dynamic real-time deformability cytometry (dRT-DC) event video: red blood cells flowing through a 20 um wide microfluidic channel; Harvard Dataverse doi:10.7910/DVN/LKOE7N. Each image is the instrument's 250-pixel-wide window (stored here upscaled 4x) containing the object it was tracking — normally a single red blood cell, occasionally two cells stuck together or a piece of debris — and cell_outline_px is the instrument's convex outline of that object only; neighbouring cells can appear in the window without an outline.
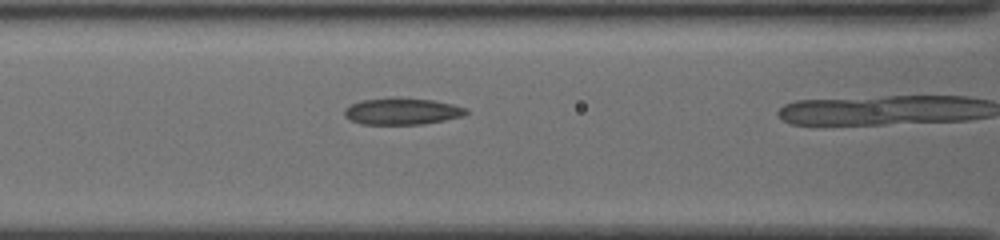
{"species": "common noctule bat (a hibernating species)", "species_latin": "Nyctalus noctula", "temperature_condition": "cold", "stored_images_in_passage": 11, "camera_frame_rate_fps": 3000, "um_per_image_px": 0.085, "animal": {"sex": "female", "body_mass_g": 19.5, "forearm_length_mm": 54.1}, "frame": {"image": 1, "passage_image": 10, "time_ms": 3.0, "image_size_px": [1000, 240], "cell_outline_px": [[468, 112], [464, 116], [424, 124], [360, 124], [344, 116], [344, 108], [352, 104], [364, 100], [396, 96], [400, 96], [432, 100], [452, 104], [468, 108]], "centroid_in_image_um": [34.19, 9.45], "position_along_channel_um": 132.4, "area_um2": 19.13}}